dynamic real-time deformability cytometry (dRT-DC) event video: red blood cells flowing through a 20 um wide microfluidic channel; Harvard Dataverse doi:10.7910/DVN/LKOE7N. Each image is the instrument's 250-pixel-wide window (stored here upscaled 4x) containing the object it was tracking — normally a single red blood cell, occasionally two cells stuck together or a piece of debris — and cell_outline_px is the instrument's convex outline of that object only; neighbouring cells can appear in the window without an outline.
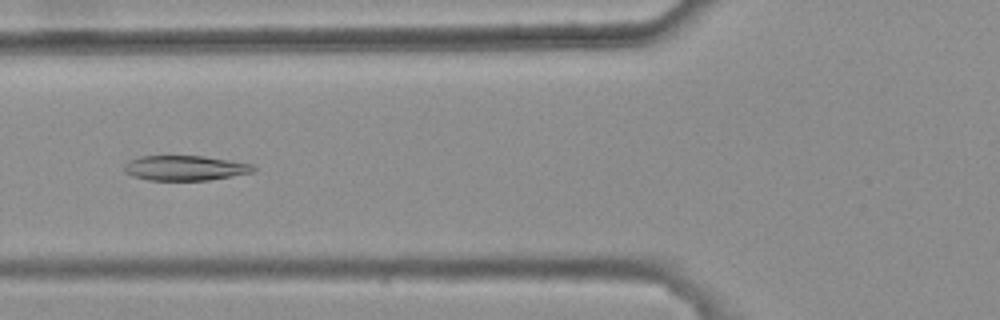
{"species": "common noctule bat (a hibernating species)", "species_latin": "Nyctalus noctula", "temperature_condition": "warm", "stored_images_in_passage": 6, "camera_frame_rate_fps": 3000, "um_per_image_px": 0.085, "animal": {"sex": "female", "body_mass_g": 25.1}, "frame": {"image": 1, "passage_image": 4, "time_ms": 1.0, "image_size_px": [1000, 320], "cell_outline_px": [[256, 168], [252, 172], [232, 176], [208, 180], [148, 180], [132, 176], [124, 172], [124, 164], [128, 160], [140, 156], [204, 156], [252, 164]], "centroid_in_image_um": [15.68, 14.28], "position_along_channel_um": 110.1, "area_um2": 18.79}}
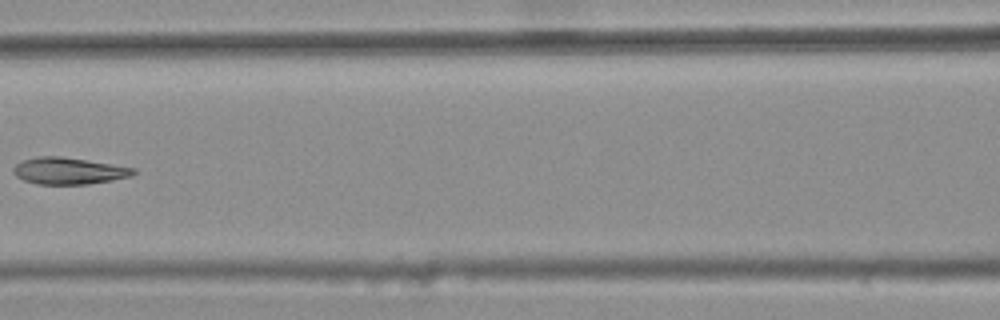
{"frame": {"image": 2, "passage_image": 5, "time_ms": 1.333, "image_size_px": [1000, 320], "cell_outline_px": [[136, 172], [132, 176], [112, 180], [88, 184], [36, 184], [24, 180], [16, 176], [12, 172], [12, 168], [20, 160], [36, 156], [60, 156], [112, 164], [136, 168]], "centroid_in_image_um": [5.81, 14.52], "position_along_channel_um": 160.8, "area_um2": 18.84}}
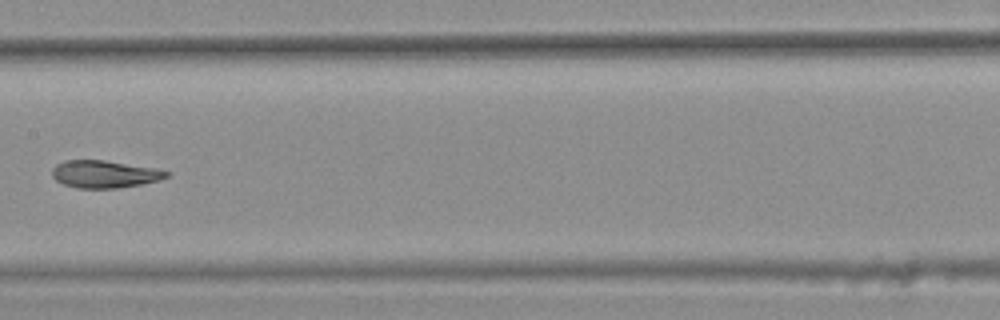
{"frame": {"image": 3, "passage_image": 6, "time_ms": 1.667, "image_size_px": [1000, 320], "cell_outline_px": [[168, 176], [160, 180], [140, 184], [116, 188], [76, 188], [64, 184], [56, 180], [52, 176], [52, 168], [56, 164], [64, 160], [104, 160], [156, 168], [168, 172]], "centroid_in_image_um": [8.85, 14.79], "position_along_channel_um": 198.5, "area_um2": 18.21}}